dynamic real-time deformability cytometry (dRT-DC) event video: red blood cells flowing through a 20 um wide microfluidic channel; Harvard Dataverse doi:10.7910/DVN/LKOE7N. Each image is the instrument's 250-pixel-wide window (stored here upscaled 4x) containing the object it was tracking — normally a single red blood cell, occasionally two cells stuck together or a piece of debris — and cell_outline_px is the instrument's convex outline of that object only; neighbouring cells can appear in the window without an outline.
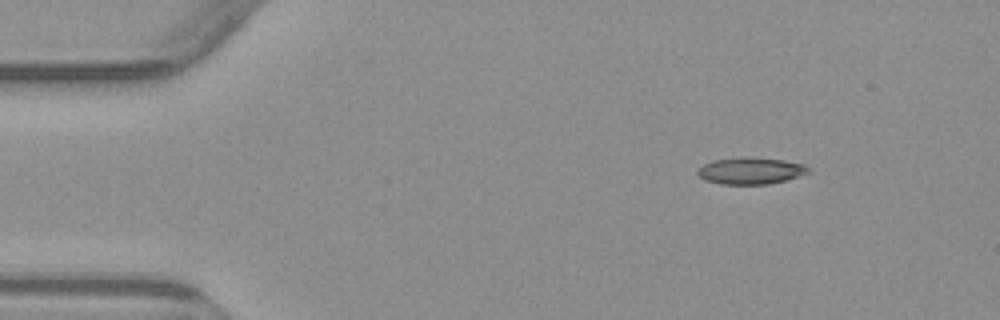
{"species": "common noctule bat (a hibernating species)", "species_latin": "Nyctalus noctula", "temperature_condition": "warm", "stored_images_in_passage": 3, "camera_frame_rate_fps": 3000, "um_per_image_px": 0.085, "animal": {"sex": "male", "body_mass_g": 23.1, "forearm_length_mm": 52.7}, "frame": {"image": 1, "passage_image": 1, "time_ms": 0.0, "image_size_px": [1000, 320], "cell_outline_px": [[812, 172], [788, 180], [768, 184], [720, 184], [704, 180], [696, 172], [704, 164], [712, 160], [744, 156], [784, 160], [804, 164]], "centroid_in_image_um": [63.83, 14.51], "position_along_channel_um": 21.2, "area_um2": 17.46}}
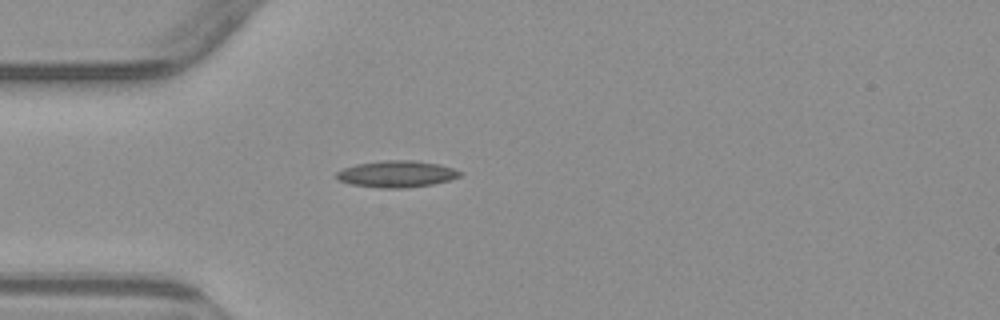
{"frame": {"image": 2, "passage_image": 3, "time_ms": 2.667, "image_size_px": [1000, 320], "cell_outline_px": [[464, 172], [460, 176], [448, 180], [432, 184], [408, 188], [380, 188], [352, 184], [336, 180], [336, 172], [344, 168], [356, 164], [388, 160], [412, 160], [440, 164]], "centroid_in_image_um": [33.71, 14.79], "position_along_channel_um": 51.3, "area_um2": 19.13}}